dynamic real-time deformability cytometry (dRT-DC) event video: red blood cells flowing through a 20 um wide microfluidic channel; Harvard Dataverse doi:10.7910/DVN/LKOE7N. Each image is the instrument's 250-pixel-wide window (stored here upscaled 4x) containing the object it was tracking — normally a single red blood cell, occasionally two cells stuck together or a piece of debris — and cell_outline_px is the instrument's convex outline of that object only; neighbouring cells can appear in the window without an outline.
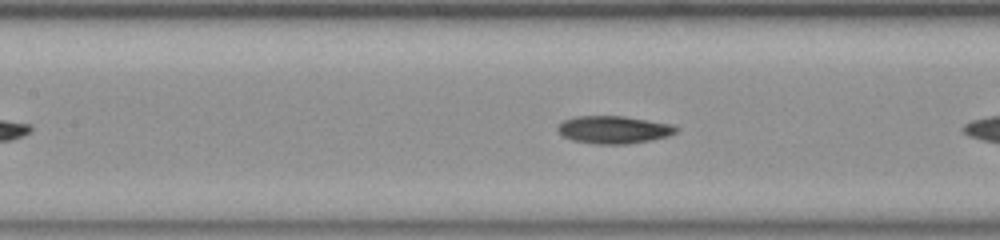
{"species": "common noctule bat (a hibernating species)", "species_latin": "Nyctalus noctula", "temperature_condition": "room temperature", "stored_images_in_passage": 28, "camera_frame_rate_fps": 3000, "um_per_image_px": 0.085, "animal": {"sex": "female", "body_mass_g": 23.0, "forearm_length_mm": 53.4}, "frame": {"image": 1, "passage_image": 9, "time_ms": 2.667, "image_size_px": [1000, 240], "cell_outline_px": [[680, 128], [676, 132], [668, 136], [628, 144], [596, 144], [572, 140], [564, 136], [556, 128], [564, 120], [576, 116], [624, 116], [672, 124]], "centroid_in_image_um": [52.18, 11.02], "position_along_channel_um": 155.2, "area_um2": 18.96}}
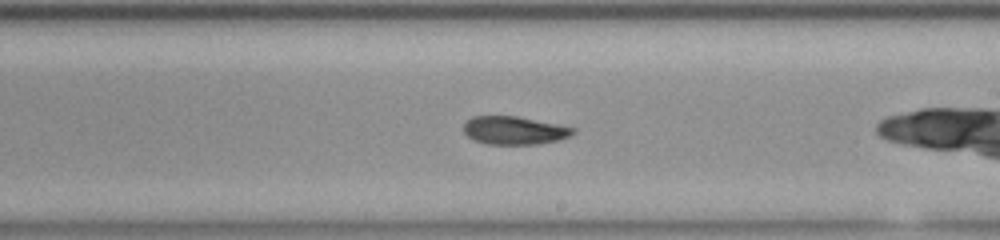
{"frame": {"image": 2, "passage_image": 16, "time_ms": 5.0, "image_size_px": [1000, 240], "cell_outline_px": [[576, 132], [560, 140], [536, 144], [488, 144], [472, 140], [464, 132], [464, 124], [472, 116], [516, 116], [576, 128]], "centroid_in_image_um": [43.71, 11.09], "position_along_channel_um": 245.3, "area_um2": 17.86}}
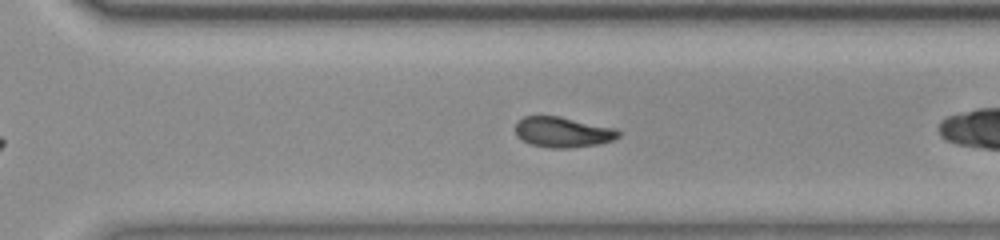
{"frame": {"image": 3, "passage_image": 22, "time_ms": 7.0, "image_size_px": [1000, 240], "cell_outline_px": [[620, 136], [612, 140], [596, 144], [568, 148], [548, 148], [532, 144], [520, 140], [516, 136], [516, 124], [524, 116], [560, 116], [616, 128], [620, 132]], "centroid_in_image_um": [47.83, 11.23], "position_along_channel_um": 322.8, "area_um2": 18.26}}